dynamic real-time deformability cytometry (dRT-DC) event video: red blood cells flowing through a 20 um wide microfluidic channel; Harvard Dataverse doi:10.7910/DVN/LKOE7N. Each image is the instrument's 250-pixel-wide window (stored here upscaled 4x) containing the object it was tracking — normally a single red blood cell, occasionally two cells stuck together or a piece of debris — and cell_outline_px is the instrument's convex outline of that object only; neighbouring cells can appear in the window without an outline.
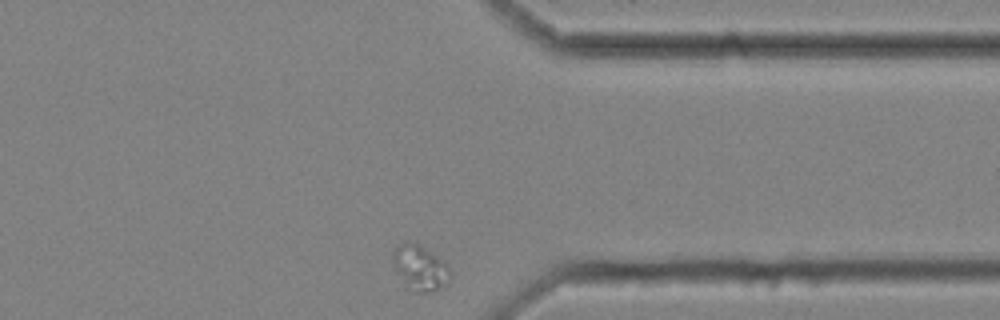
{"species": "common noctule bat (a hibernating species)", "species_latin": "Nyctalus noctula", "temperature_condition": "cold", "stored_images_in_passage": 34, "camera_frame_rate_fps": 3000, "um_per_image_px": 0.085, "animal": {"sex": "female", "body_mass_g": 25.1}, "frame": {"image": 1, "passage_image": 34, "time_ms": 11.0, "image_size_px": [1000, 320], "cell_outline_px": [[448, 276], [436, 288], [428, 292], [416, 292], [392, 260], [392, 256], [396, 248], [404, 240], [408, 240], [420, 244], [448, 264]], "centroid_in_image_um": [35.7, 22.63], "position_along_channel_um": 375.7, "area_um2": 13.7}}